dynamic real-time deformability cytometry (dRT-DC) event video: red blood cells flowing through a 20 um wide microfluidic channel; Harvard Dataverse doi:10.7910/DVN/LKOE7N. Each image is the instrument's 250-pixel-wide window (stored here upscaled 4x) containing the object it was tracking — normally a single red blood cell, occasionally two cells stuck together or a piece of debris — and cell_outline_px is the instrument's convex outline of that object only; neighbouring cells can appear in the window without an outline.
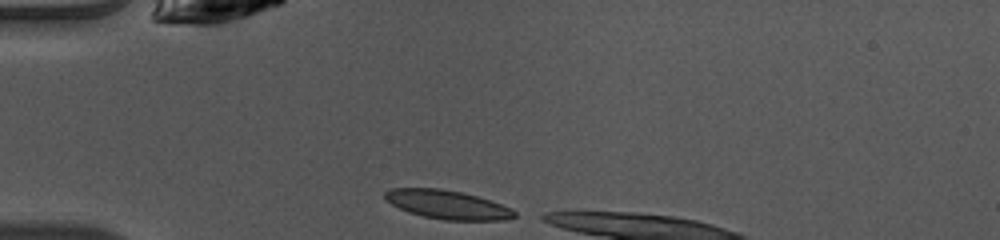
{"species": "common noctule bat (a hibernating species)", "species_latin": "Nyctalus noctula", "temperature_condition": "warm", "stored_images_in_passage": 6, "camera_frame_rate_fps": 3000, "um_per_image_px": 0.085, "animal": {"sex": "female", "body_mass_g": 10.0, "forearm_length_mm": 53.1}, "frame": {"image": 1, "passage_image": 1, "time_ms": 0.0, "image_size_px": [1000, 240], "cell_outline_px": [[516, 216], [504, 220], [444, 220], [424, 216], [408, 212], [384, 200], [384, 192], [392, 188], [440, 188], [464, 192], [512, 208], [516, 212]], "centroid_in_image_um": [38.01, 17.38], "position_along_channel_um": 47.0, "area_um2": 21.68}}